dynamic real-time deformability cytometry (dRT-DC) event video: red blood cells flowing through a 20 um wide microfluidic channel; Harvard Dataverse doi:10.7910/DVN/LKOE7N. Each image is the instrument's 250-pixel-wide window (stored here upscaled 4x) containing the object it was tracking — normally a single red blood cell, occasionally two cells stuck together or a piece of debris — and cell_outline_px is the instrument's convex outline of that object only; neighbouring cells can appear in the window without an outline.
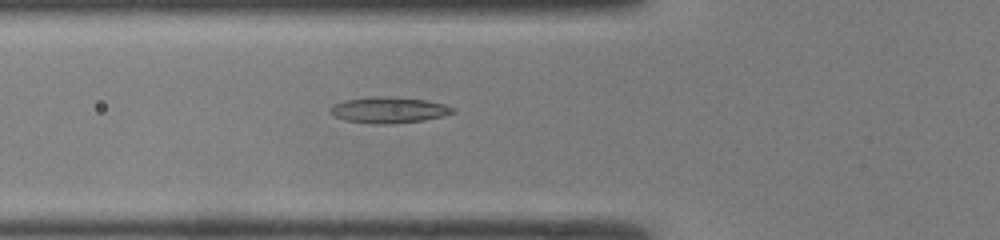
{"species": "common noctule bat (a hibernating species)", "species_latin": "Nyctalus noctula", "temperature_condition": "room temperature", "stored_images_in_passage": 45, "camera_frame_rate_fps": 3000, "um_per_image_px": 0.085, "animal": {"sex": "male", "body_mass_g": 19.0, "forearm_length_mm": 50.8}, "frame": {"image": 1, "passage_image": 15, "time_ms": 4.667, "image_size_px": [1000, 240], "cell_outline_px": [[456, 112], [424, 120], [392, 124], [372, 124], [344, 120], [328, 112], [328, 108], [332, 104], [344, 100], [380, 96], [424, 100], [444, 104], [456, 108]], "centroid_in_image_um": [33.0, 9.36], "position_along_channel_um": 92.8, "area_um2": 18.55}}
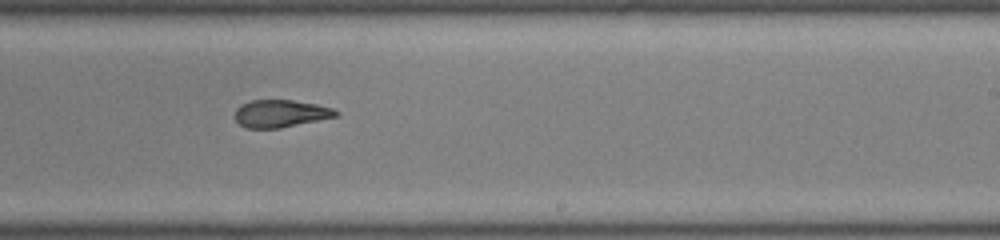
{"frame": {"image": 2, "passage_image": 27, "time_ms": 8.667, "image_size_px": [1000, 240], "cell_outline_px": [[340, 116], [280, 128], [244, 128], [236, 120], [236, 108], [240, 104], [252, 100], [292, 100], [316, 104], [332, 108], [340, 112]], "centroid_in_image_um": [23.87, 9.65], "position_along_channel_um": 265.1, "area_um2": 16.24}}
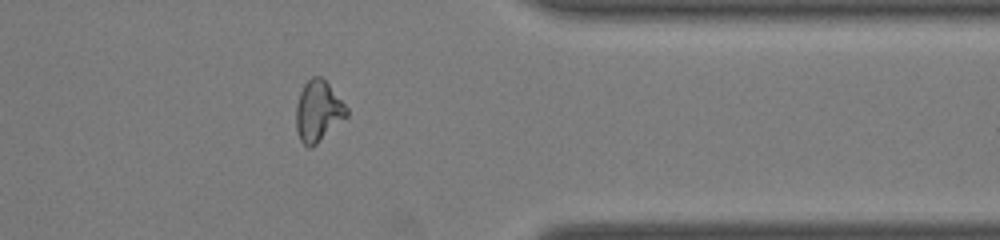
{"frame": {"image": 3, "passage_image": 36, "time_ms": 11.667, "image_size_px": [1000, 240], "cell_outline_px": [[348, 116], [312, 148], [308, 148], [300, 140], [296, 128], [296, 104], [300, 92], [304, 84], [312, 76], [320, 76], [328, 84], [348, 108]], "centroid_in_image_um": [27.03, 9.47], "position_along_channel_um": 384.4, "area_um2": 17.92}, "authors_computed_cell_mechanics": {"area_um2": 17.918, "velocity_mm_per_s": 4.32, "shape_relaxation_time_tau1_ms": null, "shape_relaxation_time_tau2_ms": 2.3407, "deformation_change_tau1": null, "deformation_change_tau2": 0.0914}}